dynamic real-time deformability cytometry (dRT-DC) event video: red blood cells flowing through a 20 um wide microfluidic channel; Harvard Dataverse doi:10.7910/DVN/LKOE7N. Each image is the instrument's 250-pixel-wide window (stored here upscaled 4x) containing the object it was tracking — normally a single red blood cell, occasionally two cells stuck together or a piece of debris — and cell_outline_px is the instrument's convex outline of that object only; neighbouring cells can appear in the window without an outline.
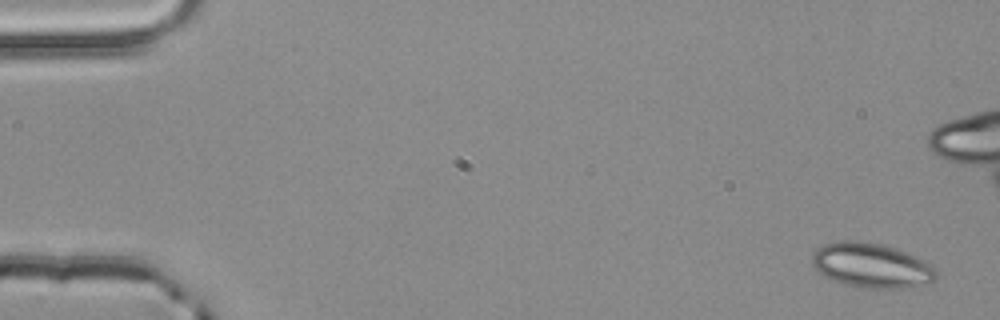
{"species": "common noctule bat (a hibernating species)", "species_latin": "Nyctalus noctula", "temperature_condition": "room temperature", "stored_images_in_passage": 5, "camera_frame_rate_fps": 3000, "um_per_image_px": 0.085, "animal": {"sex": "male", "body_mass_g": 20.4}, "frame": {"image": 1, "passage_image": 1, "time_ms": 0.0, "image_size_px": [1000, 320], "cell_outline_px": [[936, 280], [924, 284], [904, 288], [864, 288], [844, 284], [832, 280], [816, 272], [812, 264], [812, 252], [816, 248], [824, 244], [840, 240], [856, 240], [880, 244], [896, 248], [924, 260], [932, 264], [936, 268]], "centroid_in_image_um": [74.04, 22.56], "position_along_channel_um": 11.0, "area_um2": 32.66}}